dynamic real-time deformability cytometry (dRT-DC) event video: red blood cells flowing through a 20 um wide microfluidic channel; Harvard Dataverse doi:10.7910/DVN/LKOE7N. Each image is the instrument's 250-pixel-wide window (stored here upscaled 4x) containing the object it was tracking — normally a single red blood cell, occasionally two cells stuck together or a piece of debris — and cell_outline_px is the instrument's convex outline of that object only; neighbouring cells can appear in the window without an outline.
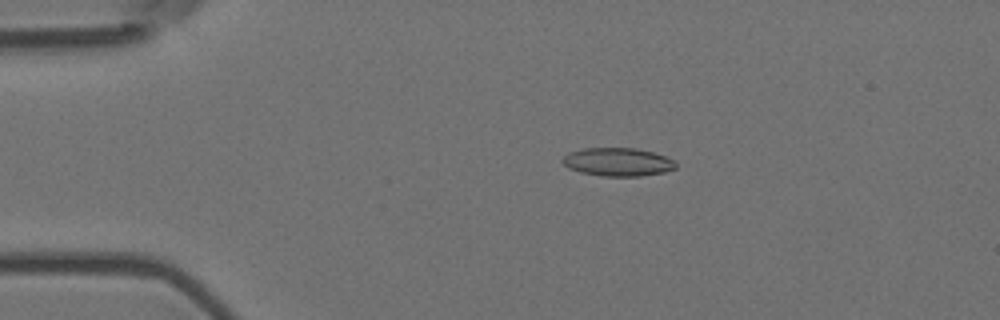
{"species": "Egyptian fruit bat (a non-hibernating species)", "species_latin": "Rousettus aegyptiacus", "temperature_condition": "room temperature", "stored_images_in_passage": 55, "camera_frame_rate_fps": 3000, "um_per_image_px": 0.085, "animal": {"sex": "female"}, "frame": {"image": 1, "passage_image": 11, "time_ms": 3.333, "image_size_px": [1000, 320], "cell_outline_px": [[676, 168], [664, 172], [640, 176], [600, 176], [580, 172], [568, 168], [560, 160], [568, 152], [584, 148], [636, 148], [652, 152], [676, 160]], "centroid_in_image_um": [52.49, 13.77], "position_along_channel_um": 32.5, "area_um2": 18.79}}
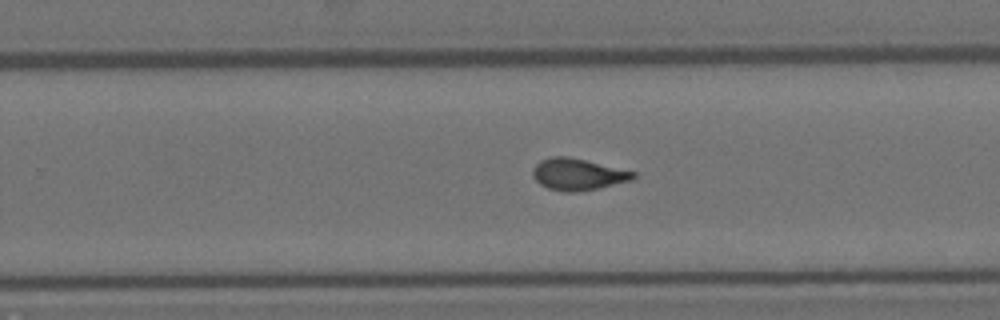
{"frame": {"image": 2, "passage_image": 35, "time_ms": 11.333, "image_size_px": [1000, 320], "cell_outline_px": [[636, 176], [632, 180], [596, 188], [576, 192], [564, 192], [548, 188], [540, 184], [532, 176], [532, 168], [540, 160], [548, 156], [568, 156], [636, 172]], "centroid_in_image_um": [49.07, 14.8], "position_along_channel_um": 280.7, "area_um2": 18.5}}
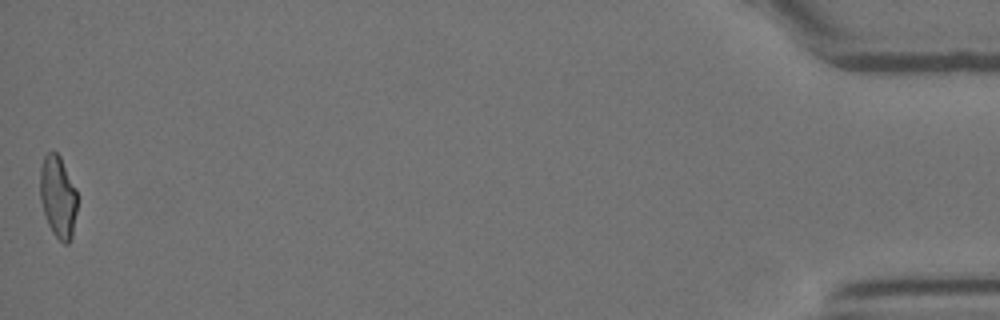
{"frame": {"image": 3, "passage_image": 55, "time_ms": 18.0, "image_size_px": [1000, 320], "cell_outline_px": [[76, 212], [72, 240], [68, 244], [64, 244], [52, 232], [48, 224], [40, 200], [40, 168], [44, 156], [48, 152], [56, 152], [60, 156], [76, 188]], "centroid_in_image_um": [4.93, 16.74], "position_along_channel_um": 430.3, "area_um2": 17.8}, "authors_computed_cell_mechanics": {"area_um2": 18.3226, "velocity_mm_per_s": 3.6819, "shape_relaxation_time_tau1_ms": 8.764, "shape_relaxation_time_tau2_ms": 1.7135, "deformation_change_tau1": 0.2197, "deformation_change_tau2": 0.0816}}